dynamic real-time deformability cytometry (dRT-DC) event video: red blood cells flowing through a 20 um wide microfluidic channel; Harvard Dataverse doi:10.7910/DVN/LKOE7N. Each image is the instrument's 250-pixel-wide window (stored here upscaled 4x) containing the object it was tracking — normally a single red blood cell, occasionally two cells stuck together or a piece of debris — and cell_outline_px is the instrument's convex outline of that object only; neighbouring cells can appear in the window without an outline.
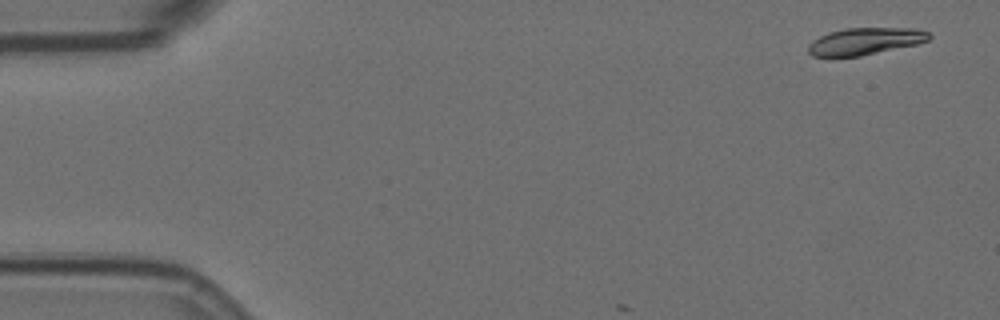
{"species": "Egyptian fruit bat (a non-hibernating species)", "species_latin": "Rousettus aegyptiacus", "temperature_condition": "room temperature", "stored_images_in_passage": 3, "camera_frame_rate_fps": 3000, "um_per_image_px": 0.085, "animal": {"sex": "female"}, "frame": {"image": 1, "passage_image": 1, "time_ms": 0.0, "image_size_px": [1000, 320], "cell_outline_px": [[932, 36], [928, 40], [916, 44], [860, 56], [812, 56], [808, 52], [808, 44], [812, 40], [828, 32], [844, 28], [916, 28], [928, 32]], "centroid_in_image_um": [73.51, 3.49], "position_along_channel_um": 11.5, "area_um2": 18.96}}